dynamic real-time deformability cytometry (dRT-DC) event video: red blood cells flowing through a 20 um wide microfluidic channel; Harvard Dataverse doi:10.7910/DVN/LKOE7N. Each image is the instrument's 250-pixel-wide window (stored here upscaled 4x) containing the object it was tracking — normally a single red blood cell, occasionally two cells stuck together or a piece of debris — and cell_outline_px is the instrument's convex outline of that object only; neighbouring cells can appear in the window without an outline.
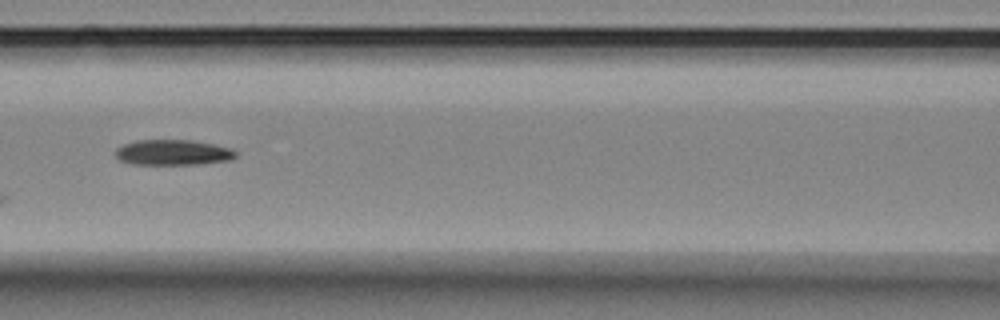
{"species": "Egyptian fruit bat (a non-hibernating species)", "species_latin": "Rousettus aegyptiacus", "temperature_condition": "room temperature", "stored_images_in_passage": 12, "camera_frame_rate_fps": 3000, "um_per_image_px": 0.085, "animal": {"sex": "female"}, "frame": {"image": 1, "passage_image": 4, "time_ms": 1.0, "image_size_px": [1000, 320], "cell_outline_px": [[236, 156], [232, 160], [196, 164], [132, 164], [120, 160], [116, 156], [116, 148], [124, 144], [136, 140], [192, 140], [216, 144], [232, 148], [236, 152]], "centroid_in_image_um": [14.73, 12.95], "position_along_channel_um": 151.9, "area_um2": 17.92}}
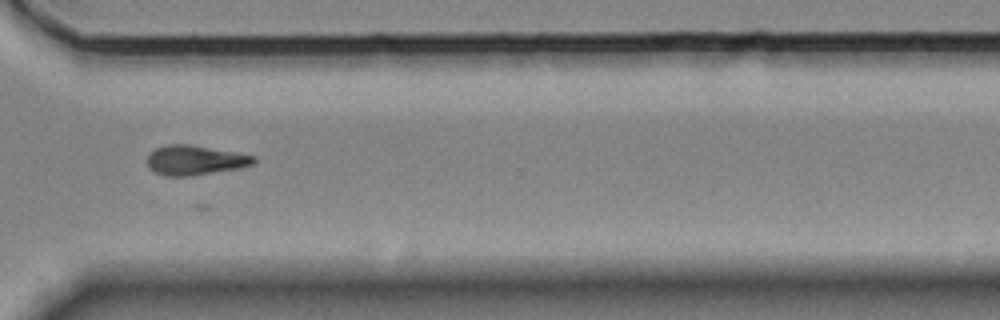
{"frame": {"image": 2, "passage_image": 9, "time_ms": 2.667, "image_size_px": [1000, 320], "cell_outline_px": [[256, 160], [252, 164], [240, 168], [192, 176], [164, 176], [148, 168], [148, 152], [164, 144], [188, 144], [256, 156]], "centroid_in_image_um": [16.54, 13.62], "position_along_channel_um": 354.1, "area_um2": 18.44}}